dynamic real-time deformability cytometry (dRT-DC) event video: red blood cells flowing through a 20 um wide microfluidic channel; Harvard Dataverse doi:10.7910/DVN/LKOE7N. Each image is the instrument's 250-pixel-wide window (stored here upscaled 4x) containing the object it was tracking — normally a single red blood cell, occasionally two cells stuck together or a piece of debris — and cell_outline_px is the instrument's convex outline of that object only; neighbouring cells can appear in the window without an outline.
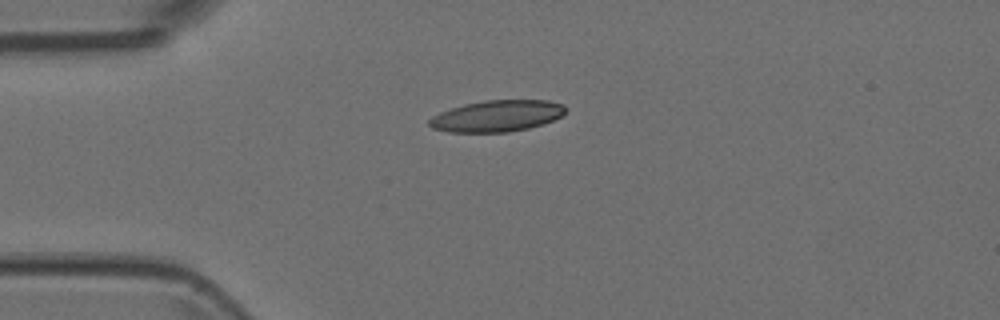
{"species": "Egyptian fruit bat (a non-hibernating species)", "species_latin": "Rousettus aegyptiacus", "temperature_condition": "room temperature", "stored_images_in_passage": 5, "camera_frame_rate_fps": 3000, "um_per_image_px": 0.085, "animal": {"sex": "female"}, "frame": {"image": 1, "passage_image": 1, "time_ms": 0.0, "image_size_px": [1000, 320], "cell_outline_px": [[564, 112], [560, 116], [552, 120], [528, 128], [508, 132], [448, 132], [432, 128], [428, 124], [428, 120], [432, 116], [440, 112], [464, 104], [484, 100], [548, 100], [564, 104]], "centroid_in_image_um": [42.2, 9.85], "position_along_channel_um": 42.8, "area_um2": 24.8}}
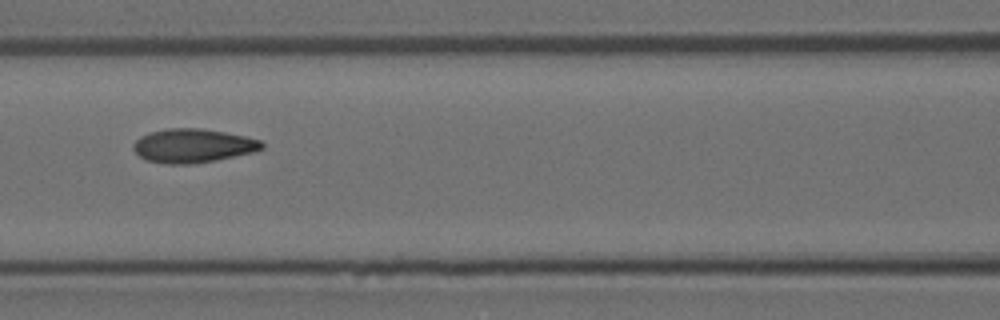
{"frame": {"image": 2, "passage_image": 4, "time_ms": 1.0, "image_size_px": [1000, 320], "cell_outline_px": [[264, 148], [252, 152], [216, 160], [188, 164], [168, 164], [144, 160], [132, 148], [132, 144], [140, 136], [148, 132], [164, 128], [200, 128], [224, 132], [244, 136], [260, 140], [264, 144]], "centroid_in_image_um": [16.35, 12.38], "position_along_channel_um": 150.3, "area_um2": 25.37}}
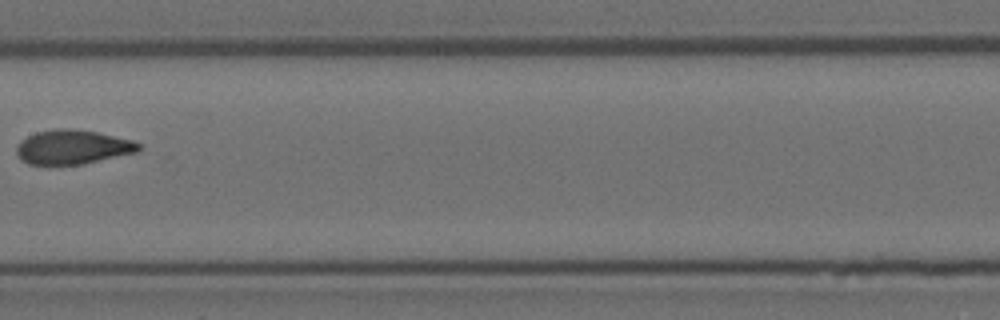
{"frame": {"image": 3, "passage_image": 5, "time_ms": 1.333, "image_size_px": [1000, 320], "cell_outline_px": [[140, 148], [136, 152], [84, 164], [28, 164], [20, 160], [16, 152], [16, 144], [20, 140], [36, 132], [60, 128], [68, 128], [96, 132], [132, 140], [140, 144]], "centroid_in_image_um": [6.13, 12.5], "position_along_channel_um": 201.3, "area_um2": 24.28}}